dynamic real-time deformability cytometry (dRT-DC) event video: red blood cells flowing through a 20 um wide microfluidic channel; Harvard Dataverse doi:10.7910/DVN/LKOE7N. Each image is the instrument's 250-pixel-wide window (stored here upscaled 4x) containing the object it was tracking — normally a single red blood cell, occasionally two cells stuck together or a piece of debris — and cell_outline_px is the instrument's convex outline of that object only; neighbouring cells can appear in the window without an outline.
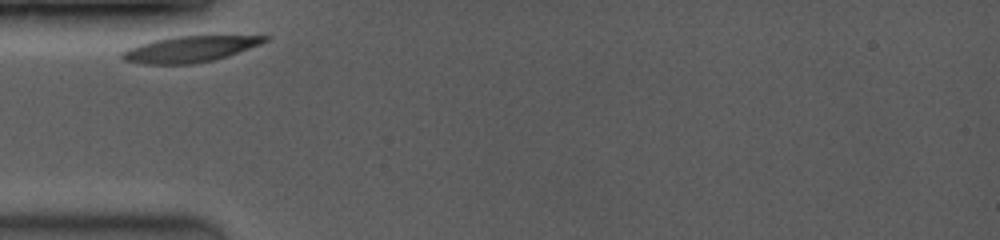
{"species": "common noctule bat (a hibernating species)", "species_latin": "Nyctalus noctula", "temperature_condition": "room temperature", "stored_images_in_passage": 18, "camera_frame_rate_fps": 3500, "um_per_image_px": 0.085, "animal": {"sex": "female", "body_mass_g": 19.0, "forearm_length_mm": 53.3}, "frame": {"image": 1, "passage_image": 1, "time_ms": 0.0, "image_size_px": [1000, 240], "cell_outline_px": [[268, 40], [260, 44], [228, 56], [212, 60], [192, 64], [144, 64], [124, 60], [120, 56], [120, 52], [128, 48], [152, 40], [172, 36], [268, 36]], "centroid_in_image_um": [16.08, 4.17], "position_along_channel_um": 68.9, "area_um2": 21.5}}
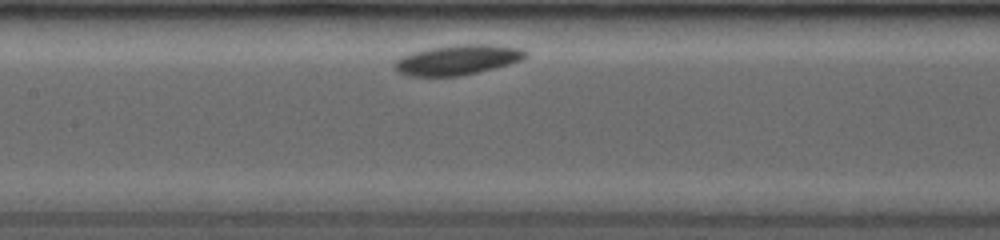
{"frame": {"image": 2, "passage_image": 6, "time_ms": 2.857, "image_size_px": [1000, 240], "cell_outline_px": [[528, 56], [520, 60], [496, 68], [460, 76], [408, 76], [400, 72], [392, 64], [396, 60], [404, 56], [428, 48], [452, 44], [488, 44], [520, 48], [528, 52]], "centroid_in_image_um": [38.92, 5.08], "position_along_channel_um": 168.5, "area_um2": 22.83}}
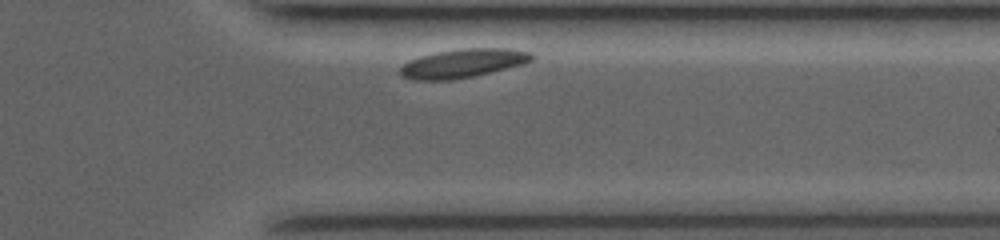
{"frame": {"image": 3, "passage_image": 17, "time_ms": 8.571, "image_size_px": [1000, 240], "cell_outline_px": [[536, 56], [532, 60], [524, 64], [492, 72], [452, 80], [412, 80], [400, 76], [400, 68], [408, 60], [420, 56], [436, 52], [464, 48], [512, 48], [532, 52]], "centroid_in_image_um": [39.38, 5.37], "position_along_channel_um": 372.0, "area_um2": 22.31}}